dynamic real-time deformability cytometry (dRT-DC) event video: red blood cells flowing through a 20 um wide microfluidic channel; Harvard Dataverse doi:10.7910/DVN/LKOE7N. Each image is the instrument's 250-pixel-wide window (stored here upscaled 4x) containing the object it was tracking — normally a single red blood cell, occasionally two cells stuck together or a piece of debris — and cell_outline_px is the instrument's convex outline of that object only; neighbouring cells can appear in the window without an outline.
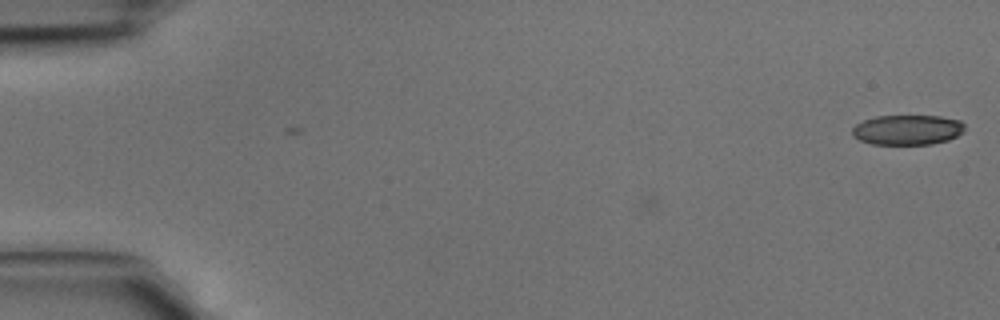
{"species": "common noctule bat (a hibernating species)", "species_latin": "Nyctalus noctula", "temperature_condition": "cold", "stored_images_in_passage": 2, "camera_frame_rate_fps": 3000, "um_per_image_px": 0.085, "animal": {"sex": "male", "body_mass_g": 15.6}, "frame": {"image": 1, "passage_image": 2, "time_ms": 0.333, "image_size_px": [1000, 320], "cell_outline_px": [[964, 132], [948, 140], [932, 144], [872, 144], [860, 140], [852, 136], [852, 128], [856, 124], [864, 120], [876, 116], [940, 116], [960, 120], [964, 124]], "centroid_in_image_um": [77.13, 11.03], "position_along_channel_um": 7.9, "area_um2": 19.71}}